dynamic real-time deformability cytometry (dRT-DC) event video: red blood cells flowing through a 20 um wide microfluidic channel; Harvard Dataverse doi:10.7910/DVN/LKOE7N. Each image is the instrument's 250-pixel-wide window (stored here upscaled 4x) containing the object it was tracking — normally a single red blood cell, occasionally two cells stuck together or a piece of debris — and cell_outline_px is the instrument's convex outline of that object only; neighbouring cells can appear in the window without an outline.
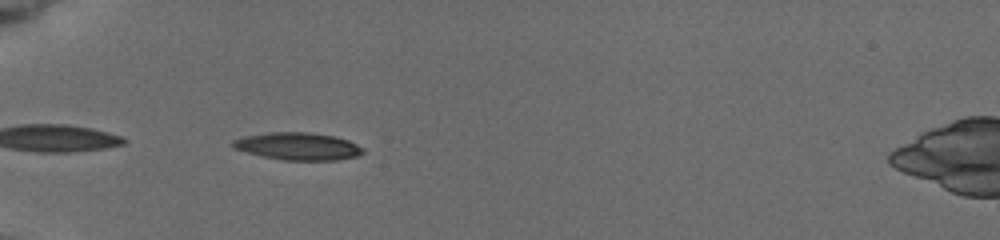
{"species": "common noctule bat (a hibernating species)", "species_latin": "Nyctalus noctula", "temperature_condition": "cold", "stored_images_in_passage": 24, "camera_frame_rate_fps": 3000, "um_per_image_px": 0.085, "animal": {"sex": "female", "body_mass_g": 19.5, "forearm_length_mm": 54.1}, "frame": {"image": 1, "passage_image": 7, "time_ms": 1.667, "image_size_px": [1000, 240], "cell_outline_px": [[364, 152], [356, 156], [336, 160], [284, 160], [264, 156], [232, 148], [232, 140], [244, 136], [268, 132], [308, 132], [332, 136], [348, 140], [364, 148]], "centroid_in_image_um": [25.31, 12.43], "position_along_channel_um": 59.7, "area_um2": 20.63}}
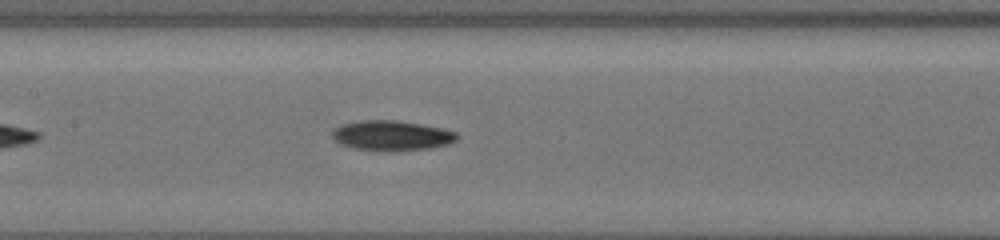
{"frame": {"image": 2, "passage_image": 15, "time_ms": 5.0, "image_size_px": [1000, 240], "cell_outline_px": [[460, 136], [456, 140], [448, 144], [428, 148], [392, 152], [380, 152], [352, 148], [340, 144], [332, 140], [332, 132], [340, 124], [360, 120], [396, 120], [420, 124], [440, 128], [456, 132]], "centroid_in_image_um": [33.24, 11.54], "position_along_channel_um": 174.2, "area_um2": 22.2}}
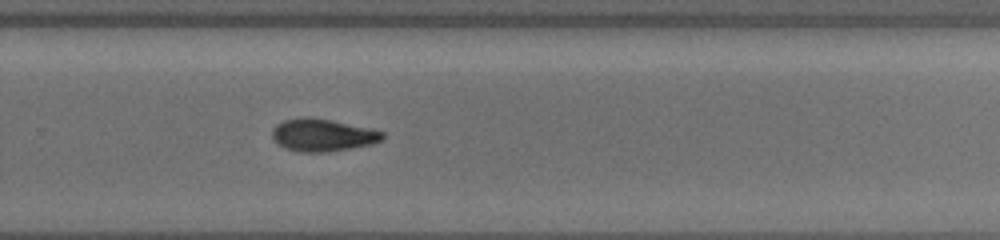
{"frame": {"image": 3, "passage_image": 24, "time_ms": 8.333, "image_size_px": [1000, 240], "cell_outline_px": [[384, 136], [380, 140], [372, 144], [352, 148], [328, 152], [300, 152], [284, 148], [272, 136], [272, 128], [276, 124], [284, 120], [308, 116], [332, 120], [368, 128], [384, 132]], "centroid_in_image_um": [27.4, 11.48], "position_along_channel_um": 302.4, "area_um2": 20.81}}